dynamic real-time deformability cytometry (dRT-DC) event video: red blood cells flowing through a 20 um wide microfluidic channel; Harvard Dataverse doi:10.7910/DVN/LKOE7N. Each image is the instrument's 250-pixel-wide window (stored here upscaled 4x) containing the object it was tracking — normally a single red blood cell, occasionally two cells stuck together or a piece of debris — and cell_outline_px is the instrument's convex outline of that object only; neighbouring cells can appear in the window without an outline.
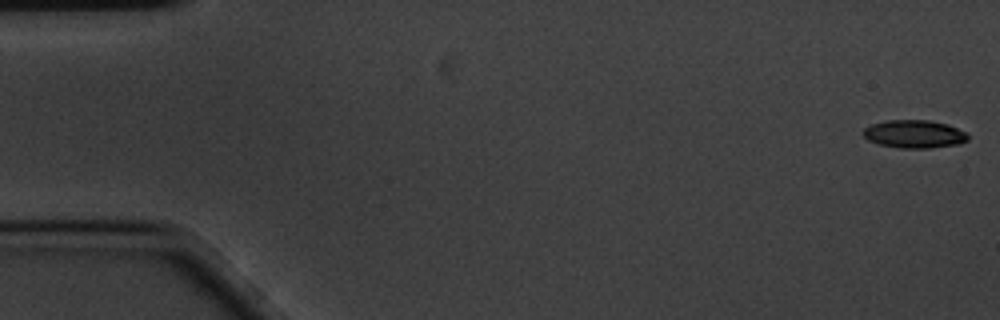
{"species": "common noctule bat (a hibernating species)", "species_latin": "Nyctalus noctula", "temperature_condition": "cold", "stored_images_in_passage": 58, "camera_frame_rate_fps": 3000, "um_per_image_px": 0.085, "animal": {"sex": "male", "body_mass_g": 20.1, "forearm_length_mm": 53.5}, "frame": {"image": 1, "passage_image": 1, "time_ms": 0.0, "image_size_px": [1000, 320], "cell_outline_px": [[968, 140], [960, 144], [928, 148], [900, 148], [880, 144], [868, 140], [864, 136], [864, 128], [872, 124], [888, 120], [928, 120], [948, 124], [968, 132]], "centroid_in_image_um": [77.77, 11.39], "position_along_channel_um": 7.2, "area_um2": 17.11}}
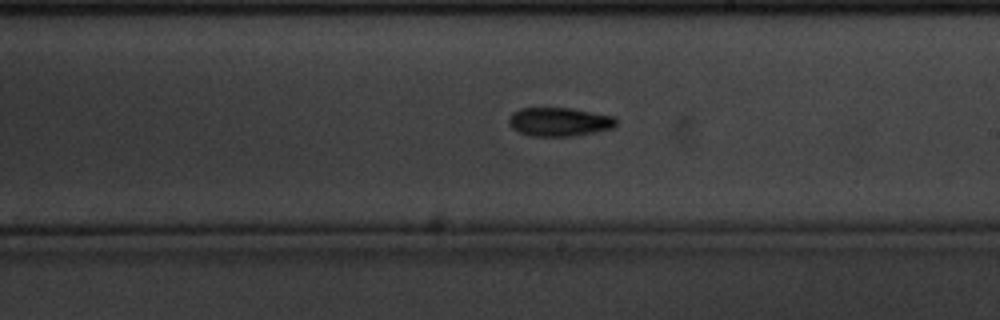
{"frame": {"image": 2, "passage_image": 33, "time_ms": 10.667, "image_size_px": [1000, 320], "cell_outline_px": [[616, 124], [612, 128], [572, 136], [528, 136], [512, 128], [508, 124], [508, 116], [512, 112], [520, 108], [568, 108], [616, 116]], "centroid_in_image_um": [47.49, 10.35], "position_along_channel_um": 241.5, "area_um2": 17.98}}
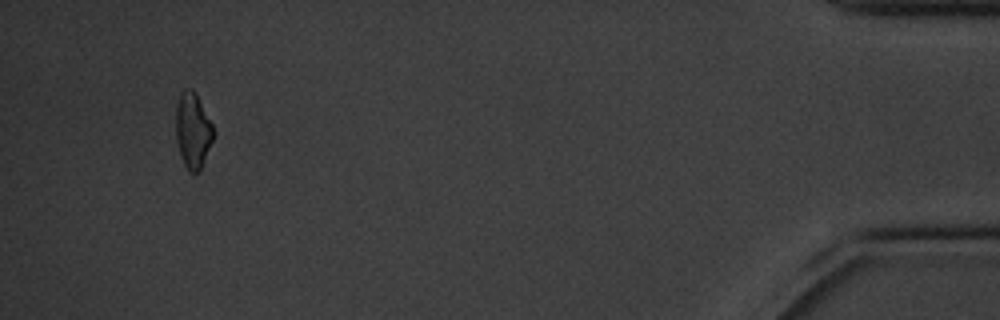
{"frame": {"image": 3, "passage_image": 55, "time_ms": 18.0, "image_size_px": [1000, 320], "cell_outline_px": [[216, 132], [200, 168], [196, 172], [188, 172], [180, 156], [176, 140], [176, 104], [180, 92], [184, 88], [192, 88], [196, 92]], "centroid_in_image_um": [16.38, 11.04], "position_along_channel_um": 418.8, "area_um2": 16.65}, "authors_computed_cell_mechanics": {"area_um2": 17.1955, "velocity_mm_per_s": 3.4269, "shape_relaxation_time_tau1_ms": 3.5154, "shape_relaxation_time_tau2_ms": 4.2933, "deformation_change_tau1": 0.1211, "deformation_change_tau2": 0.1228}}